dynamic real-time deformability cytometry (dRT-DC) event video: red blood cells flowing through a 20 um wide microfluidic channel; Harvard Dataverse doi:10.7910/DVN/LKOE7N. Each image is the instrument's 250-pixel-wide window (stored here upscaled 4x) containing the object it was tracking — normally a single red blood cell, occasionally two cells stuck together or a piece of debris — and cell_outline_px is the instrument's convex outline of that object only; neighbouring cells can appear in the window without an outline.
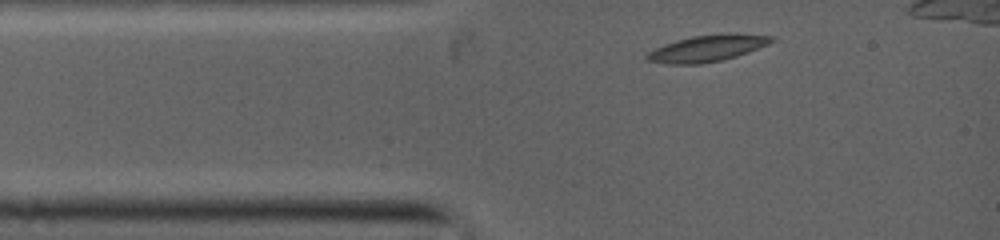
{"species": "common noctule bat (a hibernating species)", "species_latin": "Nyctalus noctula", "temperature_condition": "warm", "stored_images_in_passage": 3, "camera_frame_rate_fps": 5000, "um_per_image_px": 0.085, "animal": {"sex": "female", "body_mass_g": 19.0, "forearm_length_mm": 53.3}, "frame": {"image": 1, "passage_image": 1, "time_ms": 0.0, "image_size_px": [1000, 240], "cell_outline_px": [[776, 40], [768, 44], [736, 56], [720, 60], [700, 64], [668, 64], [648, 60], [644, 56], [648, 52], [656, 48], [676, 40], [692, 36], [772, 36]], "centroid_in_image_um": [60.0, 4.16], "position_along_channel_um": 25.0, "area_um2": 17.98}}